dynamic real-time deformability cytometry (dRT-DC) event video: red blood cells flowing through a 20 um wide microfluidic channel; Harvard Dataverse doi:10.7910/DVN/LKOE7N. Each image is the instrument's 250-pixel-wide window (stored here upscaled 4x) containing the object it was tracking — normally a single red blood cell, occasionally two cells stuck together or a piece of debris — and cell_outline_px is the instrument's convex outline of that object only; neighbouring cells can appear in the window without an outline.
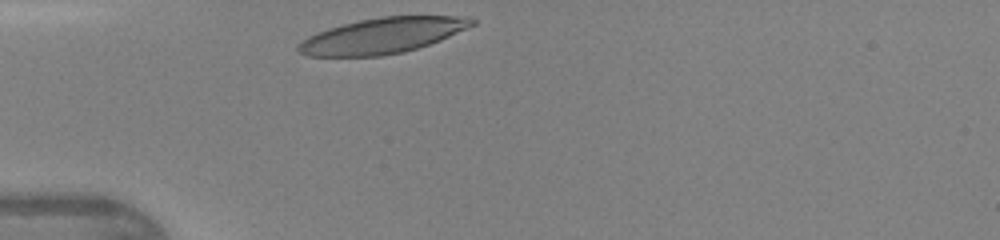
{"species": "human", "species_latin": "Homo sapiens", "temperature_condition": "warm", "stored_images_in_passage": 25, "camera_frame_rate_fps": 3000, "um_per_image_px": 0.085, "donor": {"sex": "female"}, "frame": {"image": 1, "passage_image": 1, "time_ms": 0.0, "image_size_px": [1000, 240], "cell_outline_px": [[476, 24], [468, 28], [440, 40], [404, 52], [380, 56], [308, 56], [296, 52], [296, 44], [308, 36], [316, 32], [328, 28], [360, 20], [380, 16], [472, 16], [476, 20]], "centroid_in_image_um": [32.49, 3.02], "position_along_channel_um": 52.5, "area_um2": 36.18}}
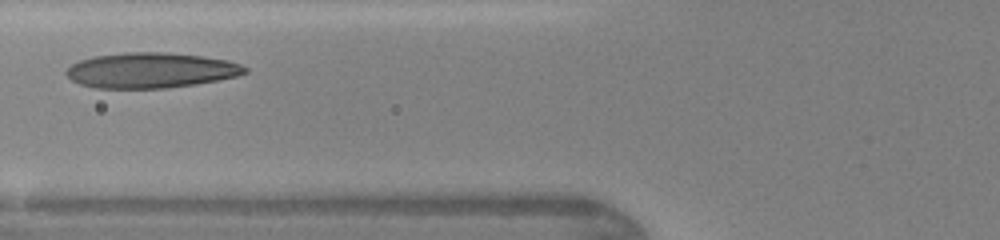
{"frame": {"image": 2, "passage_image": 6, "time_ms": 1.667, "image_size_px": [1000, 240], "cell_outline_px": [[248, 72], [236, 76], [216, 80], [192, 84], [164, 88], [96, 88], [80, 84], [72, 80], [64, 72], [72, 64], [80, 60], [96, 56], [124, 52], [164, 52], [200, 56], [224, 60], [240, 64], [248, 68]], "centroid_in_image_um": [12.79, 5.97], "position_along_channel_um": 113.0, "area_um2": 36.36}}
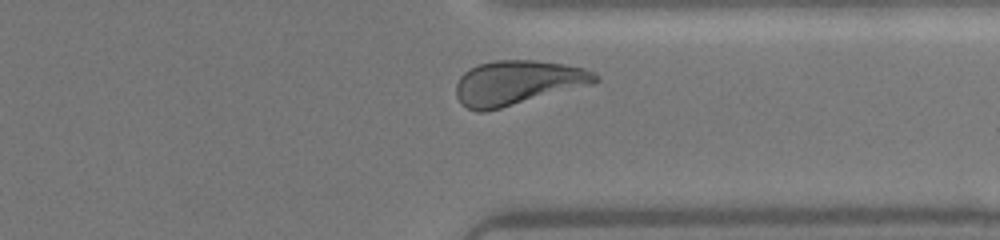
{"frame": {"image": 3, "passage_image": 23, "time_ms": 7.333, "image_size_px": [1000, 240], "cell_outline_px": [[600, 80], [592, 84], [500, 108], [484, 112], [476, 112], [460, 104], [456, 96], [456, 84], [460, 76], [468, 68], [476, 64], [496, 60], [536, 60], [564, 64], [584, 68], [600, 76]], "centroid_in_image_um": [43.95, 7.02], "position_along_channel_um": 367.4, "area_um2": 36.13}}